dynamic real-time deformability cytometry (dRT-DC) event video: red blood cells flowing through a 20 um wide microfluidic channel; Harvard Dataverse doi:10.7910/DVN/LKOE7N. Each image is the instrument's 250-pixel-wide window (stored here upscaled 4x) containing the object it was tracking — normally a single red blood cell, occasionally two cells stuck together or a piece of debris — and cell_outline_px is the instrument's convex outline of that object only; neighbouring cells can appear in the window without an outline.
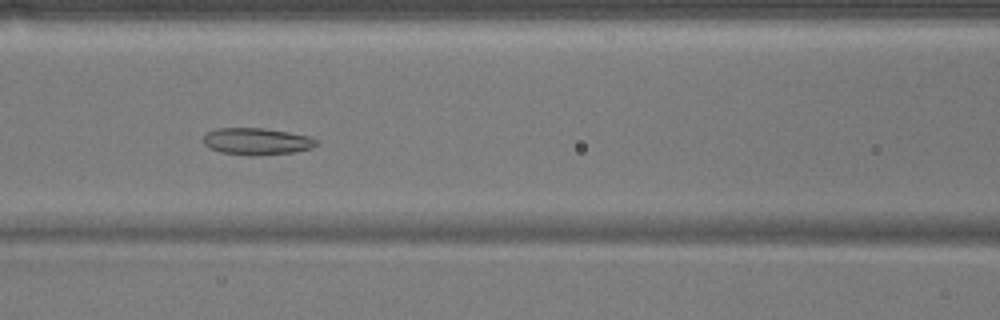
{"species": "common noctule bat (a hibernating species)", "species_latin": "Nyctalus noctula", "temperature_condition": "warm", "stored_images_in_passage": 54, "camera_frame_rate_fps": 3000, "um_per_image_px": 0.085, "animal": {"sex": "male", "body_mass_g": 17.9}, "frame": {"image": 1, "passage_image": 23, "time_ms": 7.333, "image_size_px": [1000, 320], "cell_outline_px": [[320, 144], [312, 148], [296, 152], [260, 156], [248, 156], [220, 152], [208, 148], [204, 144], [204, 132], [216, 128], [264, 128], [312, 136]], "centroid_in_image_um": [21.83, 12.03], "position_along_channel_um": 144.8, "area_um2": 18.21}}
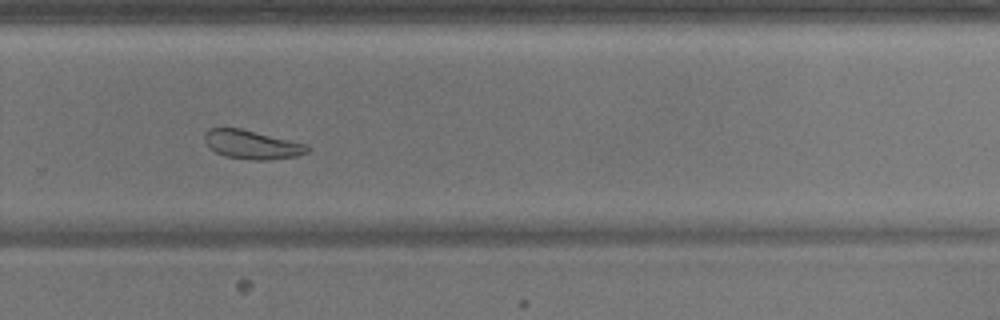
{"frame": {"image": 2, "passage_image": 36, "time_ms": 11.667, "image_size_px": [1000, 320], "cell_outline_px": [[308, 152], [296, 156], [268, 160], [252, 160], [224, 156], [208, 148], [204, 140], [204, 132], [208, 128], [240, 128], [308, 144]], "centroid_in_image_um": [21.38, 12.29], "position_along_channel_um": 308.4, "area_um2": 17.34}}
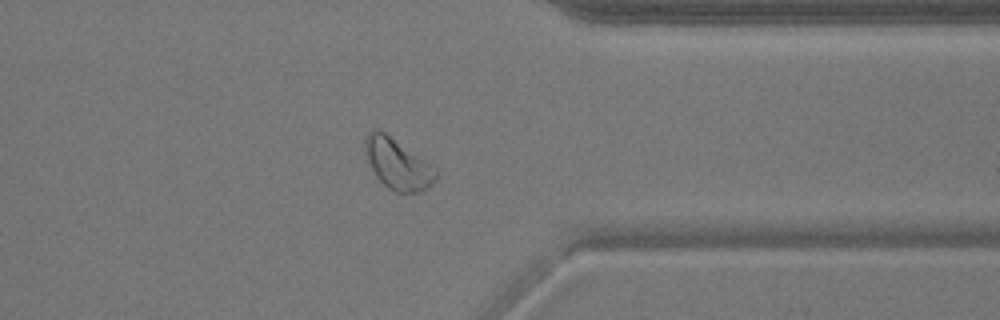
{"frame": {"image": 3, "passage_image": 42, "time_ms": 13.667, "image_size_px": [1000, 320], "cell_outline_px": [[440, 176], [432, 184], [420, 192], [396, 192], [388, 188], [376, 176], [368, 160], [364, 148], [364, 140], [368, 132], [372, 128], [376, 128], [384, 132], [436, 168]], "centroid_in_image_um": [33.8, 13.94], "position_along_channel_um": 377.6, "area_um2": 20.69}, "authors_computed_cell_mechanics": {"area_um2": 21.2415, "velocity_mm_per_s": 3.7868, "shape_relaxation_time_tau1_ms": 3.009, "shape_relaxation_time_tau2_ms": 4.1437, "deformation_change_tau1": 0.0761, "deformation_change_tau2": 0.113}}